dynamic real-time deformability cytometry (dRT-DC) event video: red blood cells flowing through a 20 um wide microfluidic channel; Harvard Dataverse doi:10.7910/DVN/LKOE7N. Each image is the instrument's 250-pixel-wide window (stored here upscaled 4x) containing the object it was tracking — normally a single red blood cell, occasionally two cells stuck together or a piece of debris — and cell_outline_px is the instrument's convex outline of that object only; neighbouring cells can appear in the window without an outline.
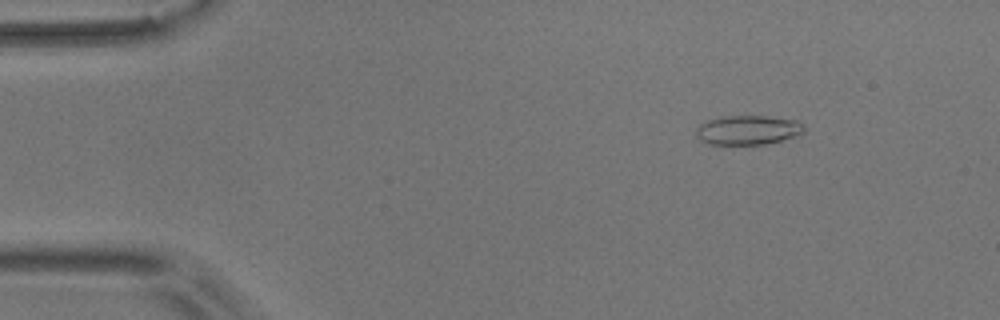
{"species": "common noctule bat (a hibernating species)", "species_latin": "Nyctalus noctula", "temperature_condition": "room temperature", "stored_images_in_passage": 56, "camera_frame_rate_fps": 3000, "um_per_image_px": 0.085, "animal": {"sex": "male", "body_mass_g": 17.9}, "frame": {"image": 1, "passage_image": 7, "time_ms": 2.0, "image_size_px": [1000, 320], "cell_outline_px": [[804, 132], [800, 136], [764, 144], [708, 144], [700, 140], [696, 136], [696, 128], [700, 124], [708, 120], [720, 116], [768, 116], [796, 120], [804, 124]], "centroid_in_image_um": [63.59, 11.05], "position_along_channel_um": 21.4, "area_um2": 18.67}}
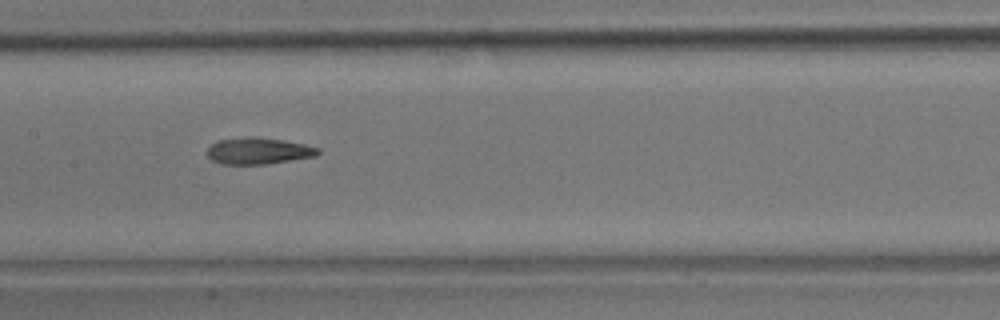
{"frame": {"image": 2, "passage_image": 27, "time_ms": 8.667, "image_size_px": [1000, 320], "cell_outline_px": [[320, 152], [316, 156], [268, 164], [220, 164], [212, 160], [208, 156], [208, 148], [216, 140], [248, 136], [256, 136], [284, 140], [304, 144], [320, 148]], "centroid_in_image_um": [21.97, 12.82], "position_along_channel_um": 185.4, "area_um2": 17.34}}
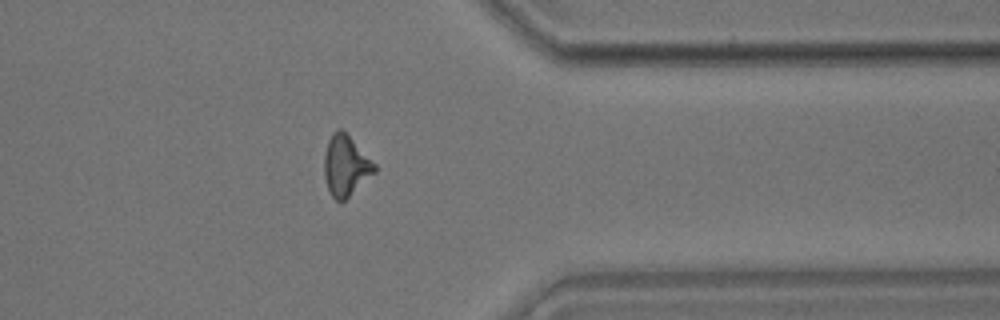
{"frame": {"image": 3, "passage_image": 44, "time_ms": 14.333, "image_size_px": [1000, 320], "cell_outline_px": [[376, 172], [344, 200], [336, 200], [332, 196], [328, 188], [324, 176], [324, 156], [328, 140], [332, 132], [336, 128], [340, 128], [376, 164]], "centroid_in_image_um": [29.37, 14.07], "position_along_channel_um": 382.0, "area_um2": 17.46}, "authors_computed_cell_mechanics": {"area_um2": 17.34, "velocity_mm_per_s": 3.6563, "shape_relaxation_time_tau1_ms": 8.4208, "shape_relaxation_time_tau2_ms": 3.7818, "deformation_change_tau1": 0.1929, "deformation_change_tau2": 0.1284}}